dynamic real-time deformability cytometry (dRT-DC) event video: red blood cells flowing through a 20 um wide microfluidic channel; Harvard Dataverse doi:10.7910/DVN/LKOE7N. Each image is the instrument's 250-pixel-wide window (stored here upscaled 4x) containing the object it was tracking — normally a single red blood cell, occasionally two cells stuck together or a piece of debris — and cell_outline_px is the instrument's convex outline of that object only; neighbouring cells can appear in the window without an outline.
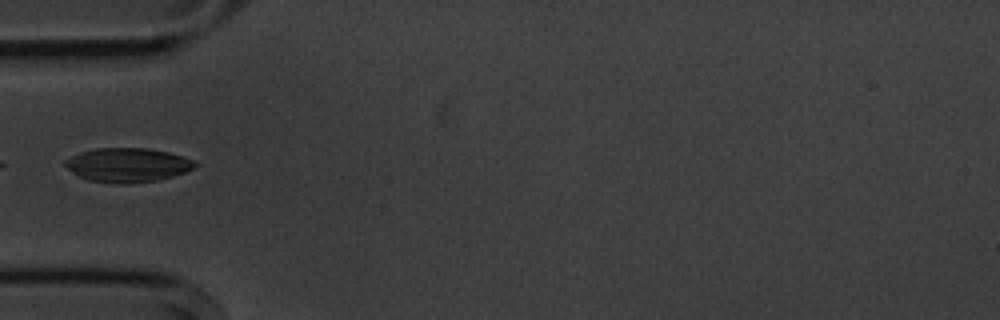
{"species": "common noctule bat (a hibernating species)", "species_latin": "Nyctalus noctula", "temperature_condition": "cold", "stored_images_in_passage": 5, "camera_frame_rate_fps": 3000, "um_per_image_px": 0.085, "animal": {"sex": "male", "body_mass_g": 20.1, "forearm_length_mm": 53.5}, "frame": {"image": 1, "passage_image": 5, "time_ms": 4.667, "image_size_px": [1000, 320], "cell_outline_px": [[196, 164], [192, 168], [184, 172], [172, 176], [156, 180], [88, 180], [72, 172], [64, 164], [64, 160], [80, 152], [96, 148], [148, 148], [168, 152], [184, 156], [196, 160]], "centroid_in_image_um": [10.86, 13.95], "position_along_channel_um": 74.1, "area_um2": 24.62}}